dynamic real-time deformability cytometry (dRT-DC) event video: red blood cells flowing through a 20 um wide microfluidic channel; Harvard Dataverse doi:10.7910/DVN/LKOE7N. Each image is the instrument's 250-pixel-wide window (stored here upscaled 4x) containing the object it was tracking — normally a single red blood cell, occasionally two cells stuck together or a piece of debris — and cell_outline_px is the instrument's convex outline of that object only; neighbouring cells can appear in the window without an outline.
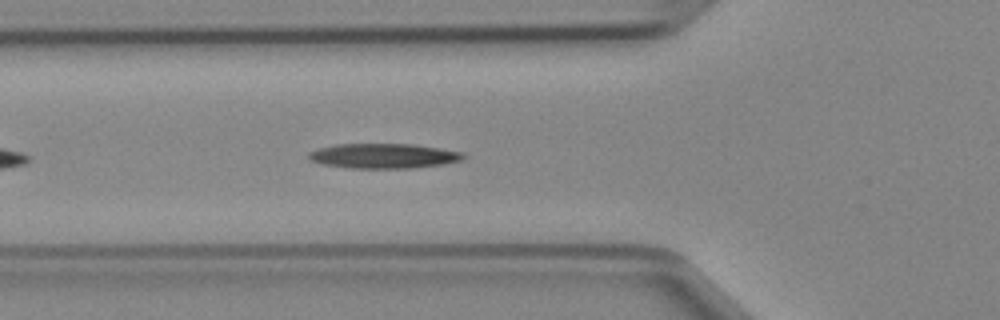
{"species": "Egyptian fruit bat (a non-hibernating species)", "species_latin": "Rousettus aegyptiacus", "temperature_condition": "cold", "stored_images_in_passage": 37, "camera_frame_rate_fps": 3000, "um_per_image_px": 0.085, "animal": {"sex": "female"}, "frame": {"image": 1, "passage_image": 6, "time_ms": 1.667, "image_size_px": [1000, 320], "cell_outline_px": [[464, 156], [460, 160], [444, 164], [408, 168], [348, 168], [324, 164], [312, 160], [308, 156], [308, 152], [320, 148], [336, 144], [412, 144], [464, 152]], "centroid_in_image_um": [32.6, 13.25], "position_along_channel_um": 93.2, "area_um2": 22.14}}
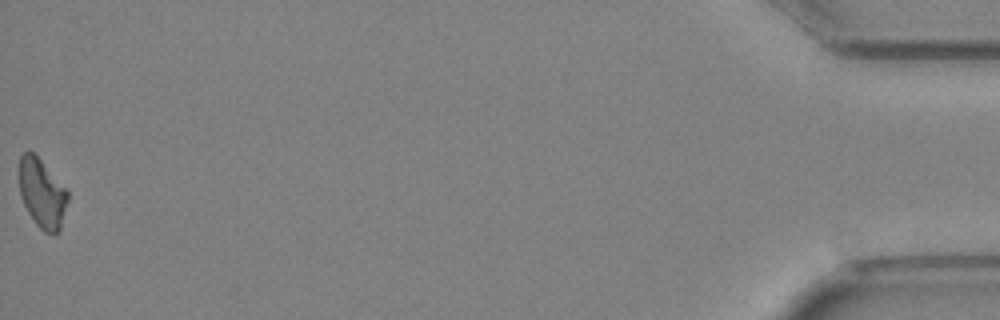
{"frame": {"image": 2, "passage_image": 37, "time_ms": 12.0, "image_size_px": [1000, 320], "cell_outline_px": [[68, 200], [60, 228], [56, 236], [52, 236], [44, 232], [36, 224], [28, 212], [20, 196], [20, 156], [24, 152], [32, 152], [68, 188]], "centroid_in_image_um": [3.61, 16.48], "position_along_channel_um": 431.6, "area_um2": 19.54}}